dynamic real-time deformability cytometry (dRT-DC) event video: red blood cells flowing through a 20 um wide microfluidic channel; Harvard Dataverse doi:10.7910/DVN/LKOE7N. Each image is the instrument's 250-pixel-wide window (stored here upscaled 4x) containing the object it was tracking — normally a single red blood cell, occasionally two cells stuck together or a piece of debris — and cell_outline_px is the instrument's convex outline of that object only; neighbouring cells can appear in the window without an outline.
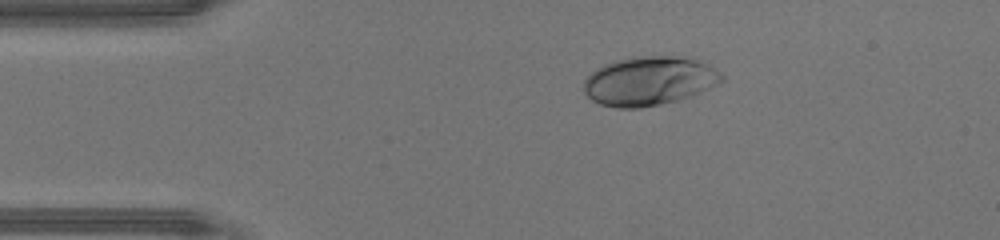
{"species": "human", "species_latin": "Homo sapiens", "temperature_condition": "warm", "stored_images_in_passage": 38, "camera_frame_rate_fps": 3000, "um_per_image_px": 0.085, "donor": {"sex": "male"}, "frame": {"image": 1, "passage_image": 1, "time_ms": 0.0, "image_size_px": [1000, 240], "cell_outline_px": [[724, 80], [692, 96], [660, 104], [640, 108], [616, 108], [600, 104], [592, 100], [584, 92], [584, 80], [596, 68], [604, 64], [616, 60], [636, 56], [688, 56], [708, 64], [720, 72], [724, 76]], "centroid_in_image_um": [55.18, 6.87], "position_along_channel_um": 29.8, "area_um2": 39.48}}
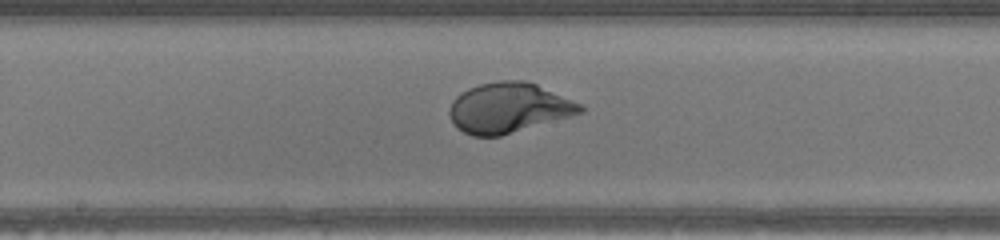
{"frame": {"image": 2, "passage_image": 16, "time_ms": 5.0, "image_size_px": [1000, 240], "cell_outline_px": [[584, 112], [500, 136], [472, 136], [456, 128], [448, 112], [452, 100], [460, 92], [468, 88], [480, 84], [500, 80], [528, 80], [580, 104], [584, 108]], "centroid_in_image_um": [43.19, 9.16], "position_along_channel_um": 205.0, "area_um2": 38.03}}
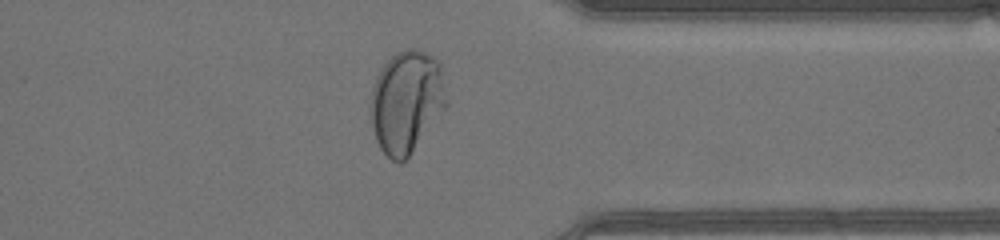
{"frame": {"image": 3, "passage_image": 28, "time_ms": 9.0, "image_size_px": [1000, 240], "cell_outline_px": [[448, 104], [408, 156], [400, 164], [392, 160], [380, 148], [376, 140], [368, 108], [368, 104], [372, 88], [376, 76], [380, 68], [396, 52], [408, 48], [416, 48], [440, 60], [448, 100]], "centroid_in_image_um": [34.54, 8.6], "position_along_channel_um": 376.9, "area_um2": 45.6}, "authors_computed_cell_mechanics": {"area_um2": 38.6682, "velocity_mm_per_s": 4.4823, "shape_relaxation_time_tau1_ms": 2.5068, "shape_relaxation_time_tau2_ms": null, "deformation_change_tau1": 0.1852, "deformation_change_tau2": null}}